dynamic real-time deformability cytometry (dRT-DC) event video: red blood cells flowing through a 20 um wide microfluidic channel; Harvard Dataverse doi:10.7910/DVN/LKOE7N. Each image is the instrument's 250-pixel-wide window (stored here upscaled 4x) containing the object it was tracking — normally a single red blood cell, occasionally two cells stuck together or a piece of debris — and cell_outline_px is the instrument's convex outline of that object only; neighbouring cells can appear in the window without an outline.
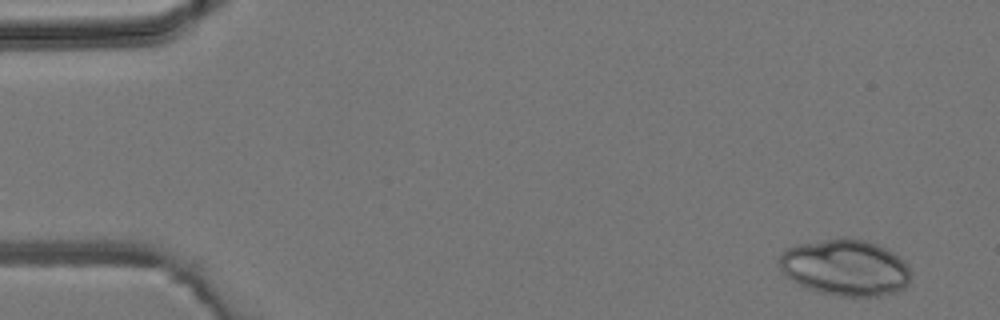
{"species": "common noctule bat (a hibernating species)", "species_latin": "Nyctalus noctula", "temperature_condition": "room temperature", "stored_images_in_passage": 3, "camera_frame_rate_fps": 3000, "um_per_image_px": 0.085, "animal": {"sex": "male", "body_mass_g": 19.2, "forearm_length_mm": 51.8}, "frame": {"image": 1, "passage_image": 1, "time_ms": 0.0, "image_size_px": [1000, 320], "cell_outline_px": [[908, 284], [904, 288], [896, 292], [880, 296], [840, 296], [820, 292], [808, 288], [792, 280], [780, 268], [780, 256], [788, 248], [796, 244], [844, 236], [864, 240], [876, 244], [892, 252], [904, 260], [908, 268]], "centroid_in_image_um": [71.85, 22.73], "position_along_channel_um": 13.1, "area_um2": 42.89}}